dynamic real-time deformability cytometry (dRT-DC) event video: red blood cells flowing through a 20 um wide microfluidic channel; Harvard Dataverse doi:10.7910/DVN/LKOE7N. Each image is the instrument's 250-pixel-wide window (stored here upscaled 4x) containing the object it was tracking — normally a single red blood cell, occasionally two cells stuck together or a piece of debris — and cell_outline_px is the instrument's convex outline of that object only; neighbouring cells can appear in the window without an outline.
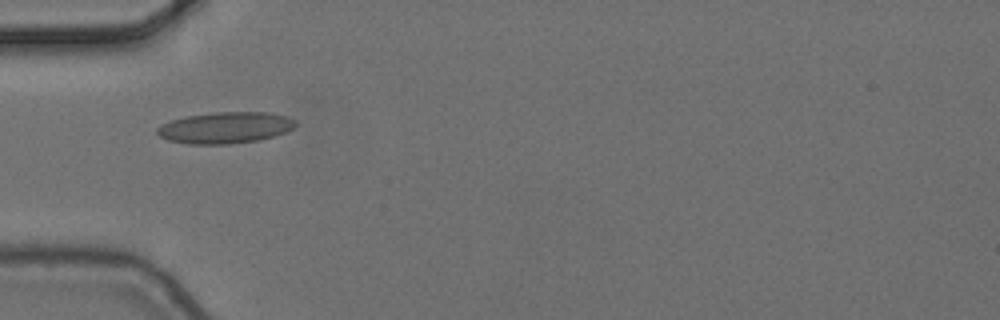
{"species": "common noctule bat (a hibernating species)", "species_latin": "Nyctalus noctula", "temperature_condition": "cold", "stored_images_in_passage": 7, "camera_frame_rate_fps": 3000, "um_per_image_px": 0.085, "animal": {"sex": "female", "body_mass_g": 24.6, "forearm_length_mm": 56.2}, "frame": {"image": 1, "passage_image": 4, "time_ms": 1.0, "image_size_px": [1000, 320], "cell_outline_px": [[296, 124], [292, 128], [284, 132], [260, 140], [228, 144], [188, 144], [168, 140], [160, 136], [156, 132], [156, 128], [172, 120], [188, 116], [216, 112], [268, 112], [288, 116], [296, 120]], "centroid_in_image_um": [19.16, 10.85], "position_along_channel_um": 65.8, "area_um2": 25.14}}
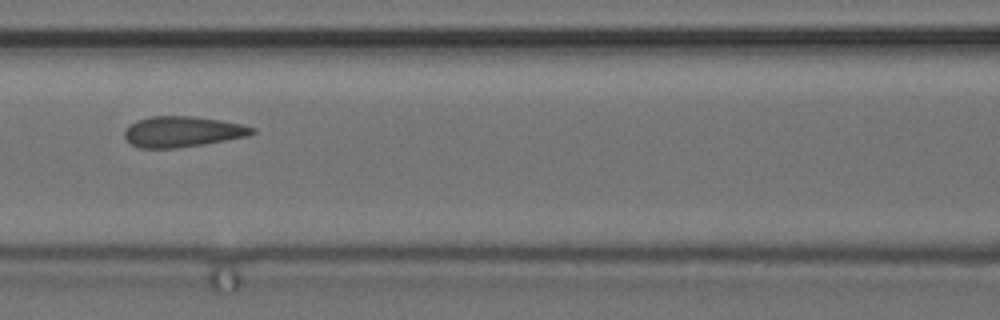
{"frame": {"image": 2, "passage_image": 6, "time_ms": 1.667, "image_size_px": [1000, 320], "cell_outline_px": [[256, 132], [248, 136], [204, 144], [176, 148], [140, 148], [132, 144], [124, 136], [124, 132], [136, 120], [152, 116], [192, 116], [220, 120], [244, 124], [256, 128]], "centroid_in_image_um": [15.56, 11.19], "position_along_channel_um": 151.0, "area_um2": 22.77}}
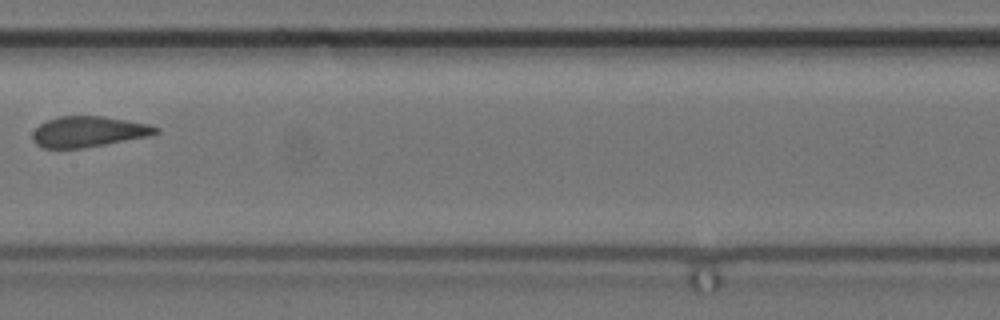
{"frame": {"image": 3, "passage_image": 7, "time_ms": 2.0, "image_size_px": [1000, 320], "cell_outline_px": [[160, 132], [148, 136], [104, 144], [80, 148], [40, 148], [32, 140], [32, 132], [40, 124], [56, 116], [104, 116], [148, 124], [160, 128]], "centroid_in_image_um": [7.48, 11.18], "position_along_channel_um": 199.9, "area_um2": 21.96}}